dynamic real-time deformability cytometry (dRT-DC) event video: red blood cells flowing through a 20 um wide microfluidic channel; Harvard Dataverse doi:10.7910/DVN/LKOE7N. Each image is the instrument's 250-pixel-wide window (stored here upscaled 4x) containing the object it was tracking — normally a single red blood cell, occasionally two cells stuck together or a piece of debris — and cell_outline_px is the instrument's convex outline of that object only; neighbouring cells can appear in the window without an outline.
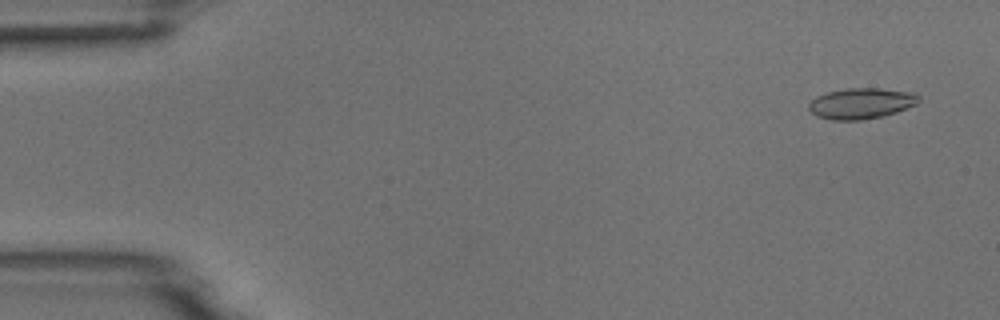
{"species": "common noctule bat (a hibernating species)", "species_latin": "Nyctalus noctula", "temperature_condition": "room temperature", "stored_images_in_passage": 6, "camera_frame_rate_fps": 3000, "um_per_image_px": 0.085, "animal": {"sex": "male", "body_mass_g": 18.8}, "frame": {"image": 1, "passage_image": 1, "time_ms": 0.0, "image_size_px": [1000, 320], "cell_outline_px": [[920, 100], [916, 104], [896, 112], [880, 116], [860, 120], [832, 120], [816, 116], [808, 108], [808, 104], [816, 96], [828, 92], [848, 88], [880, 88], [916, 92], [920, 96]], "centroid_in_image_um": [73.22, 8.78], "position_along_channel_um": 11.8, "area_um2": 19.77}}
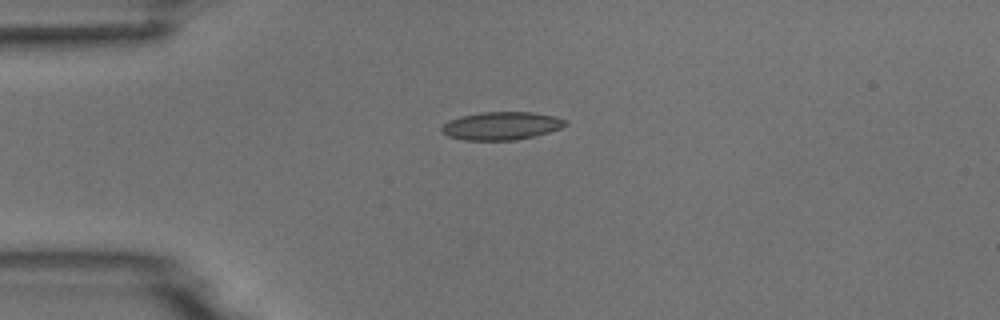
{"frame": {"image": 2, "passage_image": 4, "time_ms": 3.333, "image_size_px": [1000, 320], "cell_outline_px": [[568, 124], [560, 128], [536, 136], [516, 140], [464, 140], [448, 136], [440, 132], [440, 128], [448, 120], [460, 116], [480, 112], [532, 112], [552, 116], [568, 120]], "centroid_in_image_um": [42.59, 10.7], "position_along_channel_um": 42.4, "area_um2": 20.35}}